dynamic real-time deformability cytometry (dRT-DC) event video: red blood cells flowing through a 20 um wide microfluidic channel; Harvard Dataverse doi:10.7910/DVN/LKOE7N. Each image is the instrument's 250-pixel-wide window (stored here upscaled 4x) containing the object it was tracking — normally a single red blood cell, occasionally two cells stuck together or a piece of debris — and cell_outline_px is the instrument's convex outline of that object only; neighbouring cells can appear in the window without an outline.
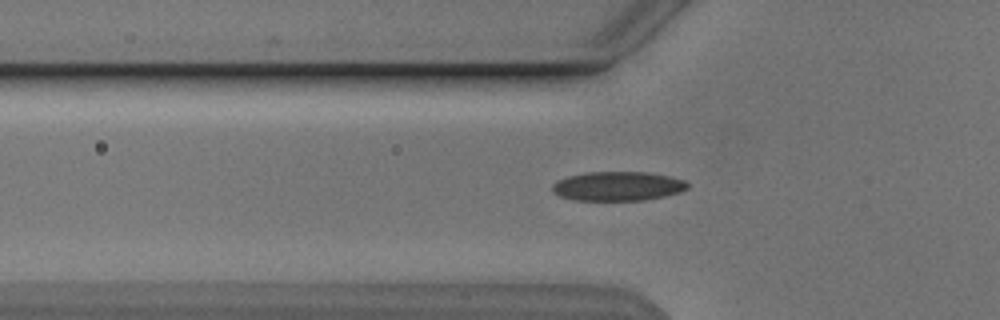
{"species": "Egyptian fruit bat (a non-hibernating species)", "species_latin": "Rousettus aegyptiacus", "temperature_condition": "cold", "stored_images_in_passage": 28, "camera_frame_rate_fps": 3000, "um_per_image_px": 0.085, "animal": {"sex": "male"}, "frame": {"image": 1, "passage_image": 3, "time_ms": 0.667, "image_size_px": [1000, 320], "cell_outline_px": [[688, 188], [680, 192], [664, 196], [644, 200], [572, 200], [560, 196], [552, 192], [552, 184], [556, 180], [568, 176], [588, 172], [648, 172], [668, 176], [684, 180], [688, 184]], "centroid_in_image_um": [52.48, 15.82], "position_along_channel_um": 73.3, "area_um2": 23.06}}
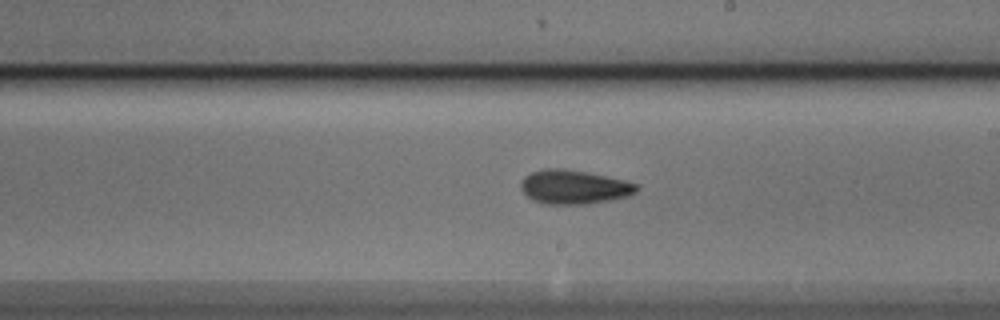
{"frame": {"image": 2, "passage_image": 16, "time_ms": 5.0, "image_size_px": [1000, 320], "cell_outline_px": [[640, 188], [636, 192], [628, 196], [588, 204], [544, 204], [532, 200], [520, 188], [520, 184], [524, 176], [532, 172], [544, 168], [564, 168], [588, 172], [624, 180], [636, 184]], "centroid_in_image_um": [48.77, 15.89], "position_along_channel_um": 240.2, "area_um2": 23.0}}
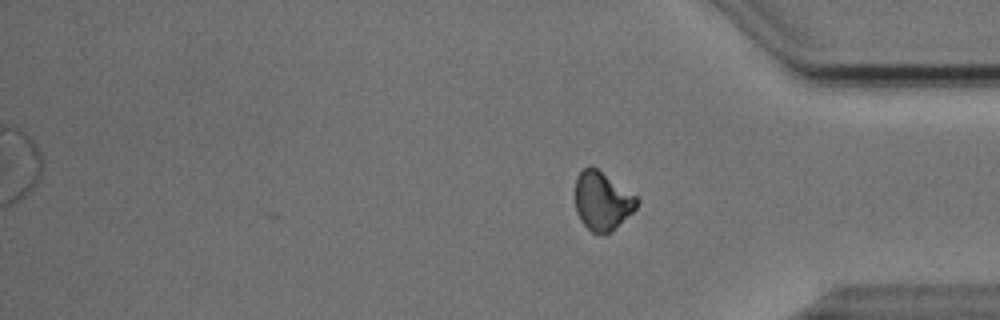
{"frame": {"image": 3, "passage_image": 28, "time_ms": 9.0, "image_size_px": [1000, 320], "cell_outline_px": [[640, 200], [636, 208], [612, 232], [592, 232], [580, 220], [576, 212], [576, 176], [584, 168], [592, 164], [636, 196]], "centroid_in_image_um": [51.19, 17.05], "position_along_channel_um": 384.0, "area_um2": 20.92}, "authors_computed_cell_mechanics": {"area_um2": 22.3686, "velocity_mm_per_s": 3.8435, "shape_relaxation_time_tau1_ms": 3.372, "shape_relaxation_time_tau2_ms": 4.8403, "deformation_change_tau1": 0.0894, "deformation_change_tau2": 0.1004}}